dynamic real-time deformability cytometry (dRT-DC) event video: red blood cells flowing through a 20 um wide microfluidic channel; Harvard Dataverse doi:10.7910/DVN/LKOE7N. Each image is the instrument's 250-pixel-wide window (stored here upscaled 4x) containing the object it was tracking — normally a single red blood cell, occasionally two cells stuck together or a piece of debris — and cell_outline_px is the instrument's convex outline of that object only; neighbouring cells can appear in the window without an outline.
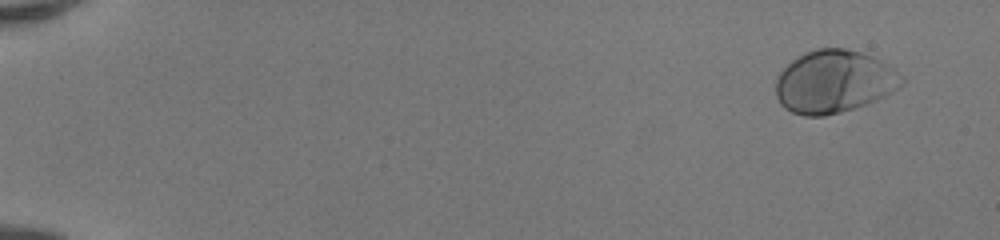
{"species": "human", "species_latin": "Homo sapiens", "temperature_condition": "room temperature", "stored_images_in_passage": 52, "camera_frame_rate_fps": 3000, "um_per_image_px": 0.085, "donor": {"sex": "female"}, "frame": {"image": 1, "passage_image": 4, "time_ms": 1.0, "image_size_px": [1000, 240], "cell_outline_px": [[904, 84], [892, 92], [876, 100], [840, 112], [824, 116], [804, 116], [792, 112], [784, 108], [780, 104], [776, 96], [776, 80], [780, 72], [792, 60], [804, 52], [816, 48], [844, 48], [860, 52], [872, 56], [904, 76]], "centroid_in_image_um": [70.87, 6.94], "position_along_channel_um": 14.1, "area_um2": 45.89}}
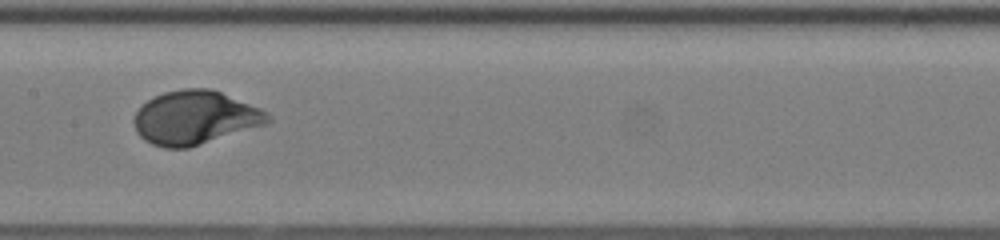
{"frame": {"image": 2, "passage_image": 29, "time_ms": 9.333, "image_size_px": [1000, 240], "cell_outline_px": [[272, 120], [268, 124], [188, 148], [164, 148], [152, 144], [144, 140], [136, 132], [132, 120], [140, 104], [164, 92], [184, 88], [208, 88], [220, 92], [260, 108], [268, 112], [272, 116]], "centroid_in_image_um": [16.57, 10.01], "position_along_channel_um": 190.8, "area_um2": 42.08}}
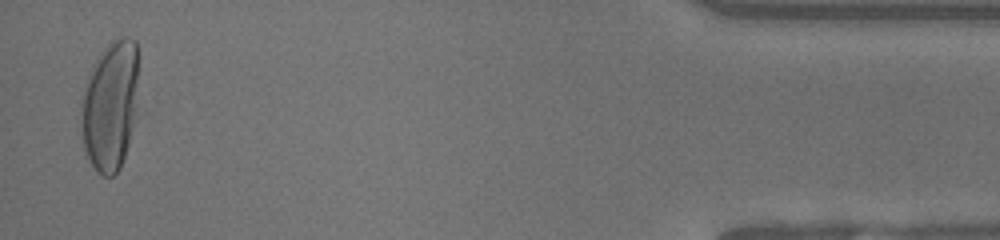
{"frame": {"image": 3, "passage_image": 51, "time_ms": 16.667, "image_size_px": [1000, 240], "cell_outline_px": [[136, 80], [132, 124], [128, 144], [120, 168], [112, 176], [100, 176], [96, 172], [84, 148], [80, 128], [80, 104], [84, 88], [100, 52], [112, 40], [124, 36], [128, 36], [136, 40]], "centroid_in_image_um": [9.31, 9.0], "position_along_channel_um": 425.9, "area_um2": 42.54}, "authors_computed_cell_mechanics": {"area_um2": 41.5293, "velocity_mm_per_s": 4.1287, "shape_relaxation_time_tau1_ms": 2.8609, "shape_relaxation_time_tau2_ms": null, "deformation_change_tau1": 0.177, "deformation_change_tau2": null}}